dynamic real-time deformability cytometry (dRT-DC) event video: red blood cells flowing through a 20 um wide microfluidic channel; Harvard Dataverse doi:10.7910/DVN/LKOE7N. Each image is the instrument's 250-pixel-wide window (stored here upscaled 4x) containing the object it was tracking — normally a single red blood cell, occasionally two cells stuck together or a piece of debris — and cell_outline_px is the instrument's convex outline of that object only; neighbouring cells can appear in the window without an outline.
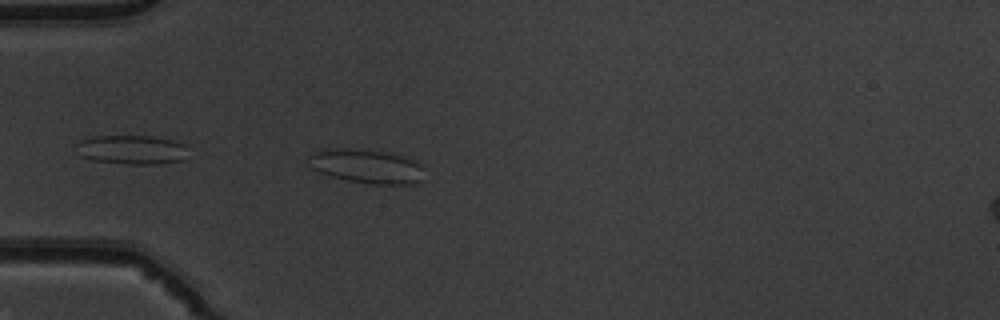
{"species": "common noctule bat (a hibernating species)", "species_latin": "Nyctalus noctula", "temperature_condition": "warm", "stored_images_in_passage": 32, "camera_frame_rate_fps": 3000, "um_per_image_px": 0.085, "animal": {"sex": "male", "body_mass_g": 19.5, "forearm_length_mm": 54.6}, "frame": {"image": 1, "passage_image": 2, "time_ms": 0.333, "image_size_px": [1000, 320], "cell_outline_px": [[424, 164], [420, 180], [412, 184], [372, 184], [348, 180], [332, 176], [320, 172], [312, 168], [304, 160], [312, 152], [328, 148], [336, 148], [384, 152], [400, 156]], "centroid_in_image_um": [31.1, 14.13], "position_along_channel_um": 53.9, "area_um2": 22.72}}
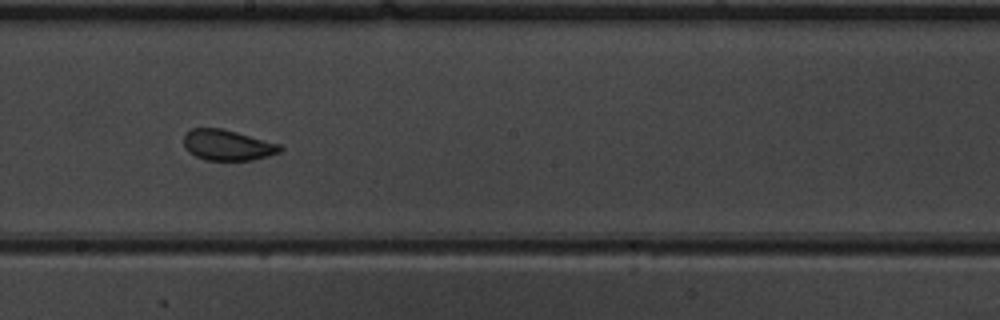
{"frame": {"image": 2, "passage_image": 16, "time_ms": 5.0, "image_size_px": [1000, 320], "cell_outline_px": [[284, 148], [280, 152], [268, 156], [252, 160], [204, 160], [188, 152], [184, 148], [184, 136], [192, 128], [224, 128], [280, 144]], "centroid_in_image_um": [19.34, 12.33], "position_along_channel_um": 228.9, "area_um2": 17.34}}
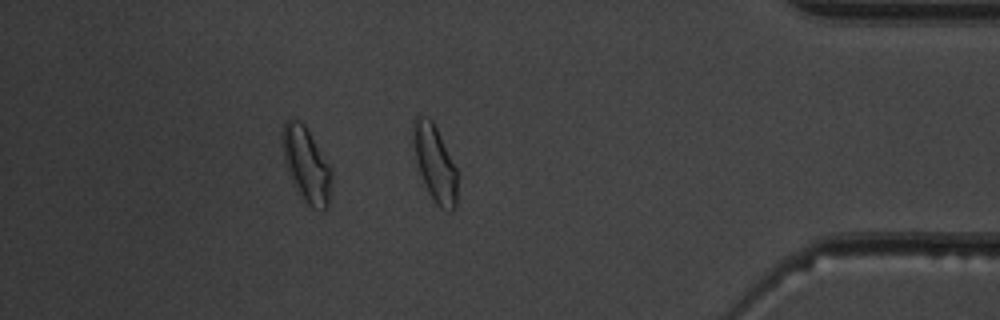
{"frame": {"image": 3, "passage_image": 31, "time_ms": 10.0, "image_size_px": [1000, 320], "cell_outline_px": [[332, 172], [328, 208], [324, 212], [312, 208], [304, 200], [296, 188], [292, 180], [284, 160], [280, 140], [280, 132], [284, 120], [296, 120], [304, 124], [328, 164]], "centroid_in_image_um": [26.01, 14.0], "position_along_channel_um": 409.2, "area_um2": 21.33}, "authors_computed_cell_mechanics": {"area_um2": 17.6001, "velocity_mm_per_s": 3.971, "shape_relaxation_time_tau1_ms": 3.479, "shape_relaxation_time_tau2_ms": 0.7936, "deformation_change_tau1": 0.133, "deformation_change_tau2": 0.0764}}